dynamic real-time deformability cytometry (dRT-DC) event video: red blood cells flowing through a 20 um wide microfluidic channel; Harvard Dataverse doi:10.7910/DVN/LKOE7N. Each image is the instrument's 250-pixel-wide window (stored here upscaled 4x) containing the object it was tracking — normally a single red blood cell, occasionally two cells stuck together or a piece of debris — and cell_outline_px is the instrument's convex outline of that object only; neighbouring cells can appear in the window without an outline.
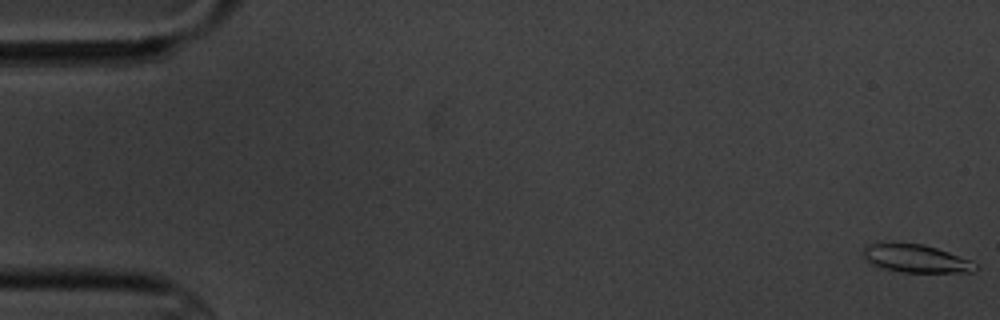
{"species": "common noctule bat (a hibernating species)", "species_latin": "Nyctalus noctula", "temperature_condition": "cold", "stored_images_in_passage": 5, "camera_frame_rate_fps": 3000, "um_per_image_px": 0.085, "animal": {"sex": "male", "body_mass_g": 20.1, "forearm_length_mm": 53.5}, "frame": {"image": 1, "passage_image": 1, "time_ms": 0.0, "image_size_px": [1000, 320], "cell_outline_px": [[980, 268], [972, 272], [900, 272], [880, 268], [864, 260], [860, 256], [864, 248], [868, 244], [924, 244], [972, 260]], "centroid_in_image_um": [77.85, 22.0], "position_along_channel_um": 7.2, "area_um2": 18.32}}